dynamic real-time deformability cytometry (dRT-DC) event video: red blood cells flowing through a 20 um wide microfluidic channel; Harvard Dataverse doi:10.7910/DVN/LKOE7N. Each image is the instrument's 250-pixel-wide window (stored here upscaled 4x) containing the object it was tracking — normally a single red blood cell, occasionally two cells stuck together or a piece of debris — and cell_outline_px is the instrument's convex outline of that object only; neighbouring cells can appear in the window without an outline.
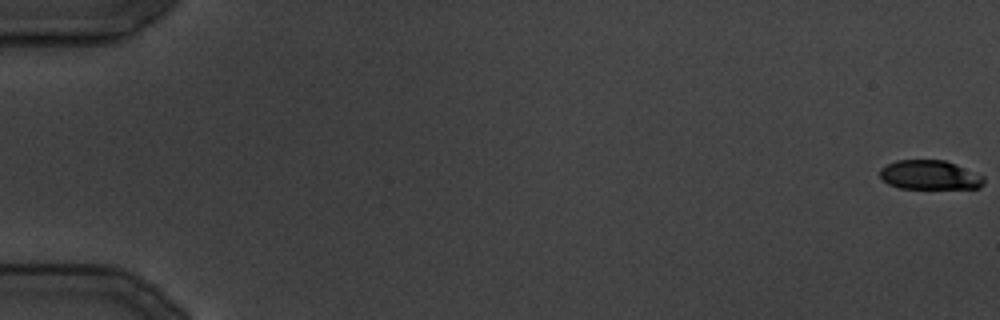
{"species": "common noctule bat (a hibernating species)", "species_latin": "Nyctalus noctula", "temperature_condition": "cold", "stored_images_in_passage": 19, "camera_frame_rate_fps": 3000, "um_per_image_px": 0.085, "animal": {"sex": "male", "body_mass_g": 19.5, "forearm_length_mm": 54.6}, "frame": {"image": 1, "passage_image": 1, "time_ms": 0.0, "image_size_px": [1000, 320], "cell_outline_px": [[984, 184], [980, 188], [900, 188], [888, 184], [880, 176], [880, 168], [896, 160], [944, 160], [956, 164], [984, 176]], "centroid_in_image_um": [79.04, 14.87], "position_along_channel_um": 6.0, "area_um2": 17.69}}
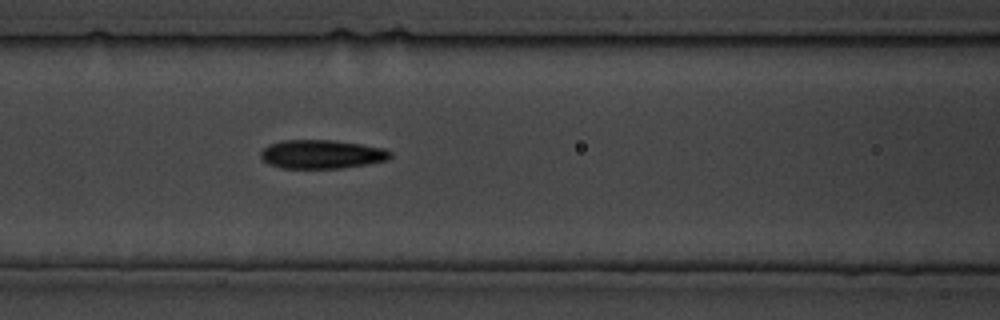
{"frame": {"image": 2, "passage_image": 17, "time_ms": 19.0, "image_size_px": [1000, 320], "cell_outline_px": [[392, 156], [388, 160], [368, 164], [344, 168], [280, 168], [268, 164], [260, 160], [260, 152], [268, 144], [284, 140], [332, 140], [360, 144], [384, 148], [392, 152]], "centroid_in_image_um": [27.33, 13.12], "position_along_channel_um": 139.3, "area_um2": 21.96}}
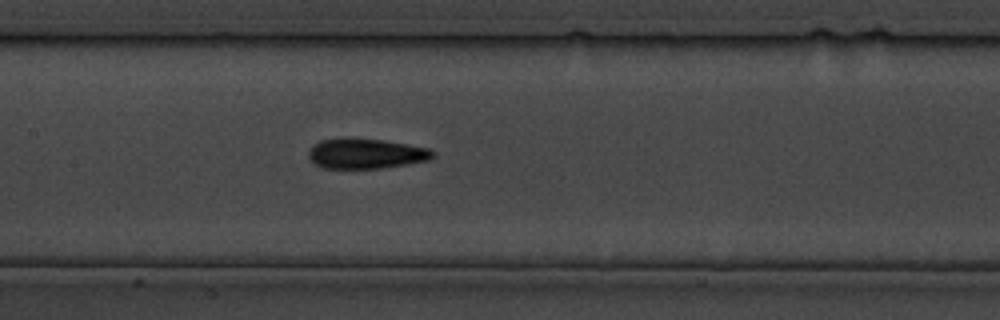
{"frame": {"image": 3, "passage_image": 19, "time_ms": 21.333, "image_size_px": [1000, 320], "cell_outline_px": [[436, 156], [428, 160], [380, 168], [324, 168], [312, 164], [308, 156], [308, 152], [312, 144], [320, 140], [380, 140], [432, 148], [436, 152]], "centroid_in_image_um": [31.11, 13.08], "position_along_channel_um": 176.3, "area_um2": 21.39}}